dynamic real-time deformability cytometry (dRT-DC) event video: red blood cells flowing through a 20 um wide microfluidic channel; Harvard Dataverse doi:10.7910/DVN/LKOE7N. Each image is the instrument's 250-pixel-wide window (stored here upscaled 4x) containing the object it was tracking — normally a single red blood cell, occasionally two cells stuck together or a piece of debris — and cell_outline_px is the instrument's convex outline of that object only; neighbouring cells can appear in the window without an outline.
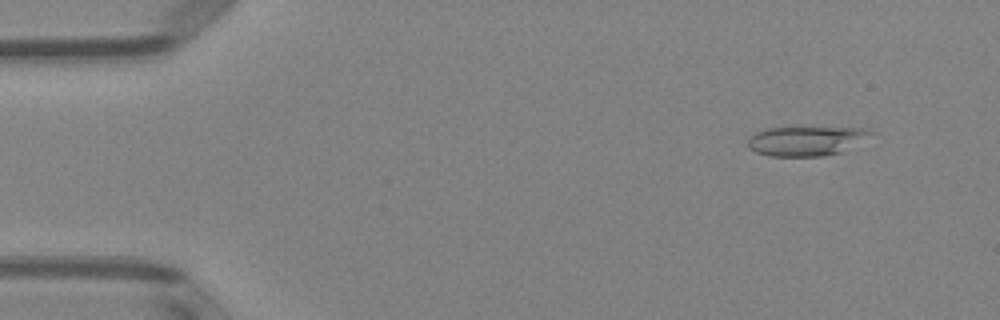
{"species": "Egyptian fruit bat (a non-hibernating species)", "species_latin": "Rousettus aegyptiacus", "temperature_condition": "room temperature", "stored_images_in_passage": 51, "camera_frame_rate_fps": 3000, "um_per_image_px": 0.085, "animal": {"sex": "female"}, "frame": {"image": 1, "passage_image": 5, "time_ms": 1.333, "image_size_px": [1000, 320], "cell_outline_px": [[876, 132], [840, 152], [820, 156], [768, 156], [756, 152], [748, 144], [748, 140], [752, 132], [764, 128], [864, 128]], "centroid_in_image_um": [68.45, 11.97], "position_along_channel_um": 16.5, "area_um2": 20.75}}
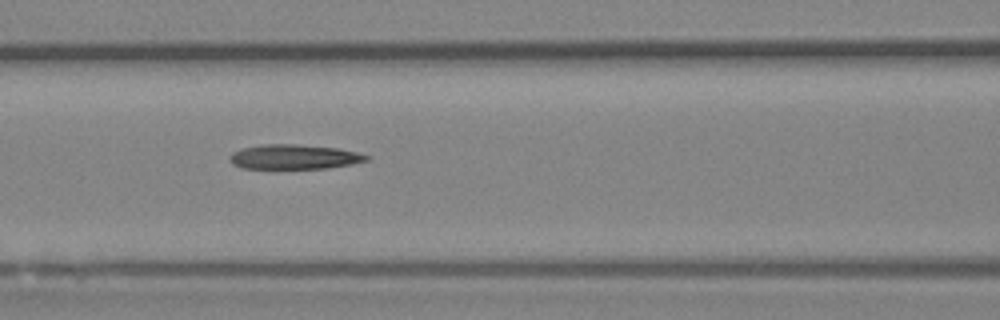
{"frame": {"image": 2, "passage_image": 22, "time_ms": 7.0, "image_size_px": [1000, 320], "cell_outline_px": [[368, 160], [352, 164], [328, 168], [240, 168], [232, 164], [228, 160], [228, 156], [232, 152], [244, 148], [260, 144], [296, 144], [340, 148], [356, 152], [368, 156]], "centroid_in_image_um": [24.96, 13.33], "position_along_channel_um": 141.6, "area_um2": 19.71}}
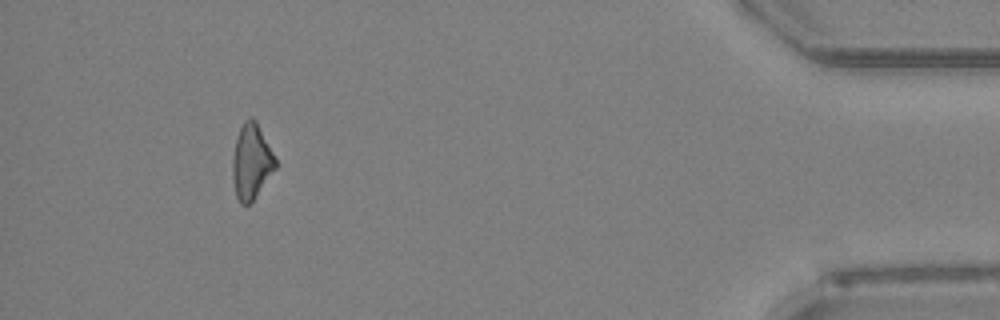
{"frame": {"image": 3, "passage_image": 47, "time_ms": 15.333, "image_size_px": [1000, 320], "cell_outline_px": [[276, 168], [252, 200], [248, 204], [240, 204], [236, 196], [232, 180], [232, 160], [236, 140], [240, 128], [244, 120], [252, 116], [256, 120], [276, 160]], "centroid_in_image_um": [21.34, 13.73], "position_along_channel_um": 413.9, "area_um2": 18.5}}